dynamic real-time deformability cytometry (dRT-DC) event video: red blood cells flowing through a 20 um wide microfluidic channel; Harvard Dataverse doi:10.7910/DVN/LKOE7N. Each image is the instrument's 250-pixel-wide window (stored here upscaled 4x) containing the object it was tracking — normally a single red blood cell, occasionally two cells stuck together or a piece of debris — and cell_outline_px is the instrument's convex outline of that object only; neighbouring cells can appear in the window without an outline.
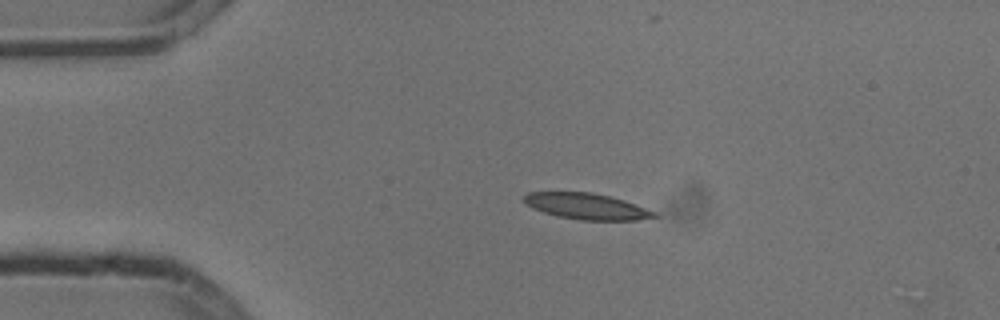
{"species": "common noctule bat (a hibernating species)", "species_latin": "Nyctalus noctula", "temperature_condition": "cold", "stored_images_in_passage": 4, "camera_frame_rate_fps": 3000, "um_per_image_px": 0.085, "animal": {"sex": "male", "body_mass_g": 13.3}, "frame": {"image": 1, "passage_image": 3, "time_ms": 0.667, "image_size_px": [1000, 320], "cell_outline_px": [[660, 216], [636, 220], [580, 220], [556, 216], [532, 208], [524, 200], [524, 196], [528, 192], [592, 192], [624, 200], [656, 212]], "centroid_in_image_um": [49.88, 17.54], "position_along_channel_um": 35.1, "area_um2": 19.65}}